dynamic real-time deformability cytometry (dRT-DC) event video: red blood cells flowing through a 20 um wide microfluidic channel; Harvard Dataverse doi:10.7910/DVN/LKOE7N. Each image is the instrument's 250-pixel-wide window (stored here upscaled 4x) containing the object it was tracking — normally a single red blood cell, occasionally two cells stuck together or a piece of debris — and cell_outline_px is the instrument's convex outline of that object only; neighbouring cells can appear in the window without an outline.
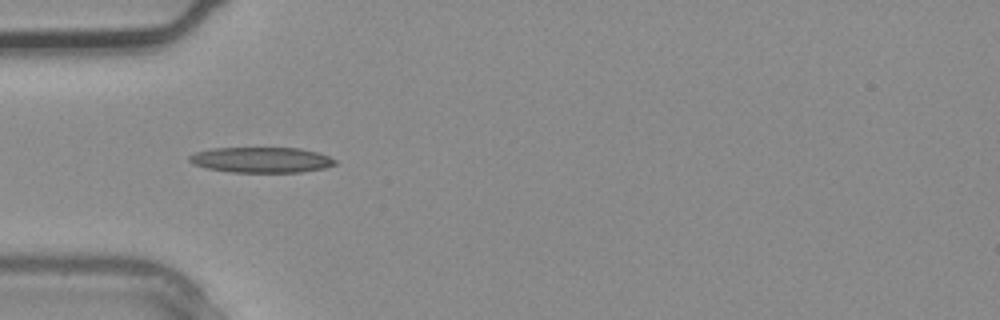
{"species": "common noctule bat (a hibernating species)", "species_latin": "Nyctalus noctula", "temperature_condition": "warm", "stored_images_in_passage": 1, "camera_frame_rate_fps": 3000, "um_per_image_px": 0.085, "animal": {"sex": "male", "body_mass_g": 20.4}, "frame": {"image": 1, "passage_image": 1, "time_ms": 0.0, "image_size_px": [1000, 320], "cell_outline_px": [[336, 164], [324, 168], [300, 172], [232, 172], [208, 168], [192, 164], [188, 160], [188, 156], [196, 152], [212, 148], [300, 148], [316, 152], [328, 156], [336, 160]], "centroid_in_image_um": [22.2, 13.59], "position_along_channel_um": 62.8, "area_um2": 21.56}}